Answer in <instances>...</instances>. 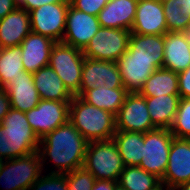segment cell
Segmentation results:
<instances>
[{
  "instance_id": "obj_26",
  "label": "cell",
  "mask_w": 190,
  "mask_h": 190,
  "mask_svg": "<svg viewBox=\"0 0 190 190\" xmlns=\"http://www.w3.org/2000/svg\"><path fill=\"white\" fill-rule=\"evenodd\" d=\"M128 94L125 88L109 89L105 85L86 90L80 98L90 105L116 115Z\"/></svg>"
},
{
  "instance_id": "obj_29",
  "label": "cell",
  "mask_w": 190,
  "mask_h": 190,
  "mask_svg": "<svg viewBox=\"0 0 190 190\" xmlns=\"http://www.w3.org/2000/svg\"><path fill=\"white\" fill-rule=\"evenodd\" d=\"M21 47L0 48V86L5 87L24 72Z\"/></svg>"
},
{
  "instance_id": "obj_46",
  "label": "cell",
  "mask_w": 190,
  "mask_h": 190,
  "mask_svg": "<svg viewBox=\"0 0 190 190\" xmlns=\"http://www.w3.org/2000/svg\"><path fill=\"white\" fill-rule=\"evenodd\" d=\"M115 190H125V189L117 184Z\"/></svg>"
},
{
  "instance_id": "obj_42",
  "label": "cell",
  "mask_w": 190,
  "mask_h": 190,
  "mask_svg": "<svg viewBox=\"0 0 190 190\" xmlns=\"http://www.w3.org/2000/svg\"><path fill=\"white\" fill-rule=\"evenodd\" d=\"M184 34H185V37H186V39H187V41H188V43L190 45V30L184 31Z\"/></svg>"
},
{
  "instance_id": "obj_1",
  "label": "cell",
  "mask_w": 190,
  "mask_h": 190,
  "mask_svg": "<svg viewBox=\"0 0 190 190\" xmlns=\"http://www.w3.org/2000/svg\"><path fill=\"white\" fill-rule=\"evenodd\" d=\"M88 141L68 121L39 141L38 153L44 172L66 174L84 165ZM46 166V168H45Z\"/></svg>"
},
{
  "instance_id": "obj_35",
  "label": "cell",
  "mask_w": 190,
  "mask_h": 190,
  "mask_svg": "<svg viewBox=\"0 0 190 190\" xmlns=\"http://www.w3.org/2000/svg\"><path fill=\"white\" fill-rule=\"evenodd\" d=\"M178 86L180 98H190V66L178 73Z\"/></svg>"
},
{
  "instance_id": "obj_32",
  "label": "cell",
  "mask_w": 190,
  "mask_h": 190,
  "mask_svg": "<svg viewBox=\"0 0 190 190\" xmlns=\"http://www.w3.org/2000/svg\"><path fill=\"white\" fill-rule=\"evenodd\" d=\"M28 190H68L66 174L43 173Z\"/></svg>"
},
{
  "instance_id": "obj_38",
  "label": "cell",
  "mask_w": 190,
  "mask_h": 190,
  "mask_svg": "<svg viewBox=\"0 0 190 190\" xmlns=\"http://www.w3.org/2000/svg\"><path fill=\"white\" fill-rule=\"evenodd\" d=\"M117 181L95 180L91 190H115Z\"/></svg>"
},
{
  "instance_id": "obj_21",
  "label": "cell",
  "mask_w": 190,
  "mask_h": 190,
  "mask_svg": "<svg viewBox=\"0 0 190 190\" xmlns=\"http://www.w3.org/2000/svg\"><path fill=\"white\" fill-rule=\"evenodd\" d=\"M137 4L136 0H109L97 16L100 26L131 30Z\"/></svg>"
},
{
  "instance_id": "obj_5",
  "label": "cell",
  "mask_w": 190,
  "mask_h": 190,
  "mask_svg": "<svg viewBox=\"0 0 190 190\" xmlns=\"http://www.w3.org/2000/svg\"><path fill=\"white\" fill-rule=\"evenodd\" d=\"M44 173L38 151L0 161V189L28 190Z\"/></svg>"
},
{
  "instance_id": "obj_19",
  "label": "cell",
  "mask_w": 190,
  "mask_h": 190,
  "mask_svg": "<svg viewBox=\"0 0 190 190\" xmlns=\"http://www.w3.org/2000/svg\"><path fill=\"white\" fill-rule=\"evenodd\" d=\"M5 89L11 107L26 113L39 104L40 97L34 85L33 74L24 71L14 80H10Z\"/></svg>"
},
{
  "instance_id": "obj_37",
  "label": "cell",
  "mask_w": 190,
  "mask_h": 190,
  "mask_svg": "<svg viewBox=\"0 0 190 190\" xmlns=\"http://www.w3.org/2000/svg\"><path fill=\"white\" fill-rule=\"evenodd\" d=\"M63 0H24V2L19 6L21 8H24L27 12L39 8L42 5L45 4H53L62 2Z\"/></svg>"
},
{
  "instance_id": "obj_9",
  "label": "cell",
  "mask_w": 190,
  "mask_h": 190,
  "mask_svg": "<svg viewBox=\"0 0 190 190\" xmlns=\"http://www.w3.org/2000/svg\"><path fill=\"white\" fill-rule=\"evenodd\" d=\"M69 4V0H63L29 11L31 31L62 42Z\"/></svg>"
},
{
  "instance_id": "obj_10",
  "label": "cell",
  "mask_w": 190,
  "mask_h": 190,
  "mask_svg": "<svg viewBox=\"0 0 190 190\" xmlns=\"http://www.w3.org/2000/svg\"><path fill=\"white\" fill-rule=\"evenodd\" d=\"M69 113L70 101L40 99L39 104L25 114L36 136L42 139L60 125L67 123Z\"/></svg>"
},
{
  "instance_id": "obj_36",
  "label": "cell",
  "mask_w": 190,
  "mask_h": 190,
  "mask_svg": "<svg viewBox=\"0 0 190 190\" xmlns=\"http://www.w3.org/2000/svg\"><path fill=\"white\" fill-rule=\"evenodd\" d=\"M10 108H11V103L8 98L7 91L5 87L0 86V124L3 121V118L9 112Z\"/></svg>"
},
{
  "instance_id": "obj_6",
  "label": "cell",
  "mask_w": 190,
  "mask_h": 190,
  "mask_svg": "<svg viewBox=\"0 0 190 190\" xmlns=\"http://www.w3.org/2000/svg\"><path fill=\"white\" fill-rule=\"evenodd\" d=\"M84 59L82 50L63 42H56L50 53L48 65L73 96L80 90Z\"/></svg>"
},
{
  "instance_id": "obj_44",
  "label": "cell",
  "mask_w": 190,
  "mask_h": 190,
  "mask_svg": "<svg viewBox=\"0 0 190 190\" xmlns=\"http://www.w3.org/2000/svg\"><path fill=\"white\" fill-rule=\"evenodd\" d=\"M164 190H178L176 187H167L165 184H164Z\"/></svg>"
},
{
  "instance_id": "obj_12",
  "label": "cell",
  "mask_w": 190,
  "mask_h": 190,
  "mask_svg": "<svg viewBox=\"0 0 190 190\" xmlns=\"http://www.w3.org/2000/svg\"><path fill=\"white\" fill-rule=\"evenodd\" d=\"M103 85L109 89L124 88L117 63L85 57L80 90L76 96Z\"/></svg>"
},
{
  "instance_id": "obj_20",
  "label": "cell",
  "mask_w": 190,
  "mask_h": 190,
  "mask_svg": "<svg viewBox=\"0 0 190 190\" xmlns=\"http://www.w3.org/2000/svg\"><path fill=\"white\" fill-rule=\"evenodd\" d=\"M190 66V45L184 32H166L164 34V60L162 68L176 73Z\"/></svg>"
},
{
  "instance_id": "obj_40",
  "label": "cell",
  "mask_w": 190,
  "mask_h": 190,
  "mask_svg": "<svg viewBox=\"0 0 190 190\" xmlns=\"http://www.w3.org/2000/svg\"><path fill=\"white\" fill-rule=\"evenodd\" d=\"M177 4L182 8L184 15H190V0H178Z\"/></svg>"
},
{
  "instance_id": "obj_22",
  "label": "cell",
  "mask_w": 190,
  "mask_h": 190,
  "mask_svg": "<svg viewBox=\"0 0 190 190\" xmlns=\"http://www.w3.org/2000/svg\"><path fill=\"white\" fill-rule=\"evenodd\" d=\"M117 65L124 88L128 93H139L146 80L159 67L151 60L118 59Z\"/></svg>"
},
{
  "instance_id": "obj_18",
  "label": "cell",
  "mask_w": 190,
  "mask_h": 190,
  "mask_svg": "<svg viewBox=\"0 0 190 190\" xmlns=\"http://www.w3.org/2000/svg\"><path fill=\"white\" fill-rule=\"evenodd\" d=\"M30 32L29 12L17 6L0 19V48L19 46Z\"/></svg>"
},
{
  "instance_id": "obj_11",
  "label": "cell",
  "mask_w": 190,
  "mask_h": 190,
  "mask_svg": "<svg viewBox=\"0 0 190 190\" xmlns=\"http://www.w3.org/2000/svg\"><path fill=\"white\" fill-rule=\"evenodd\" d=\"M116 130L145 133L155 129L147 108L145 97L140 93H128L115 115Z\"/></svg>"
},
{
  "instance_id": "obj_17",
  "label": "cell",
  "mask_w": 190,
  "mask_h": 190,
  "mask_svg": "<svg viewBox=\"0 0 190 190\" xmlns=\"http://www.w3.org/2000/svg\"><path fill=\"white\" fill-rule=\"evenodd\" d=\"M119 59L151 60L162 68L164 60V35H141L131 33L128 49Z\"/></svg>"
},
{
  "instance_id": "obj_45",
  "label": "cell",
  "mask_w": 190,
  "mask_h": 190,
  "mask_svg": "<svg viewBox=\"0 0 190 190\" xmlns=\"http://www.w3.org/2000/svg\"><path fill=\"white\" fill-rule=\"evenodd\" d=\"M14 1L17 6H20L24 2V0H14Z\"/></svg>"
},
{
  "instance_id": "obj_8",
  "label": "cell",
  "mask_w": 190,
  "mask_h": 190,
  "mask_svg": "<svg viewBox=\"0 0 190 190\" xmlns=\"http://www.w3.org/2000/svg\"><path fill=\"white\" fill-rule=\"evenodd\" d=\"M130 34L126 29L100 27L82 53L84 57L117 62L128 49Z\"/></svg>"
},
{
  "instance_id": "obj_4",
  "label": "cell",
  "mask_w": 190,
  "mask_h": 190,
  "mask_svg": "<svg viewBox=\"0 0 190 190\" xmlns=\"http://www.w3.org/2000/svg\"><path fill=\"white\" fill-rule=\"evenodd\" d=\"M83 167L96 180L118 181L124 164L113 139L88 142Z\"/></svg>"
},
{
  "instance_id": "obj_27",
  "label": "cell",
  "mask_w": 190,
  "mask_h": 190,
  "mask_svg": "<svg viewBox=\"0 0 190 190\" xmlns=\"http://www.w3.org/2000/svg\"><path fill=\"white\" fill-rule=\"evenodd\" d=\"M139 93L143 97L179 95L178 73L165 68L156 69Z\"/></svg>"
},
{
  "instance_id": "obj_7",
  "label": "cell",
  "mask_w": 190,
  "mask_h": 190,
  "mask_svg": "<svg viewBox=\"0 0 190 190\" xmlns=\"http://www.w3.org/2000/svg\"><path fill=\"white\" fill-rule=\"evenodd\" d=\"M174 135L169 129L155 128L144 133L143 157L140 168L163 179Z\"/></svg>"
},
{
  "instance_id": "obj_30",
  "label": "cell",
  "mask_w": 190,
  "mask_h": 190,
  "mask_svg": "<svg viewBox=\"0 0 190 190\" xmlns=\"http://www.w3.org/2000/svg\"><path fill=\"white\" fill-rule=\"evenodd\" d=\"M177 3L178 0H162L167 30L170 32H184L189 26V15H184Z\"/></svg>"
},
{
  "instance_id": "obj_28",
  "label": "cell",
  "mask_w": 190,
  "mask_h": 190,
  "mask_svg": "<svg viewBox=\"0 0 190 190\" xmlns=\"http://www.w3.org/2000/svg\"><path fill=\"white\" fill-rule=\"evenodd\" d=\"M160 183L159 178L139 166H125L117 181L125 190H153Z\"/></svg>"
},
{
  "instance_id": "obj_39",
  "label": "cell",
  "mask_w": 190,
  "mask_h": 190,
  "mask_svg": "<svg viewBox=\"0 0 190 190\" xmlns=\"http://www.w3.org/2000/svg\"><path fill=\"white\" fill-rule=\"evenodd\" d=\"M17 5L14 0H0V19L12 12Z\"/></svg>"
},
{
  "instance_id": "obj_23",
  "label": "cell",
  "mask_w": 190,
  "mask_h": 190,
  "mask_svg": "<svg viewBox=\"0 0 190 190\" xmlns=\"http://www.w3.org/2000/svg\"><path fill=\"white\" fill-rule=\"evenodd\" d=\"M33 81L40 99L71 101L74 97L50 65L33 73Z\"/></svg>"
},
{
  "instance_id": "obj_25",
  "label": "cell",
  "mask_w": 190,
  "mask_h": 190,
  "mask_svg": "<svg viewBox=\"0 0 190 190\" xmlns=\"http://www.w3.org/2000/svg\"><path fill=\"white\" fill-rule=\"evenodd\" d=\"M124 166H139L143 157L144 133L116 130L113 138Z\"/></svg>"
},
{
  "instance_id": "obj_14",
  "label": "cell",
  "mask_w": 190,
  "mask_h": 190,
  "mask_svg": "<svg viewBox=\"0 0 190 190\" xmlns=\"http://www.w3.org/2000/svg\"><path fill=\"white\" fill-rule=\"evenodd\" d=\"M190 181V140L173 137L168 165L161 182L167 187Z\"/></svg>"
},
{
  "instance_id": "obj_34",
  "label": "cell",
  "mask_w": 190,
  "mask_h": 190,
  "mask_svg": "<svg viewBox=\"0 0 190 190\" xmlns=\"http://www.w3.org/2000/svg\"><path fill=\"white\" fill-rule=\"evenodd\" d=\"M109 0H69L70 5L82 12L98 16Z\"/></svg>"
},
{
  "instance_id": "obj_33",
  "label": "cell",
  "mask_w": 190,
  "mask_h": 190,
  "mask_svg": "<svg viewBox=\"0 0 190 190\" xmlns=\"http://www.w3.org/2000/svg\"><path fill=\"white\" fill-rule=\"evenodd\" d=\"M68 190H91L95 178L84 167L66 173Z\"/></svg>"
},
{
  "instance_id": "obj_47",
  "label": "cell",
  "mask_w": 190,
  "mask_h": 190,
  "mask_svg": "<svg viewBox=\"0 0 190 190\" xmlns=\"http://www.w3.org/2000/svg\"><path fill=\"white\" fill-rule=\"evenodd\" d=\"M187 30H190V15H189V26H188Z\"/></svg>"
},
{
  "instance_id": "obj_15",
  "label": "cell",
  "mask_w": 190,
  "mask_h": 190,
  "mask_svg": "<svg viewBox=\"0 0 190 190\" xmlns=\"http://www.w3.org/2000/svg\"><path fill=\"white\" fill-rule=\"evenodd\" d=\"M131 33L164 35L167 30L162 0L138 1Z\"/></svg>"
},
{
  "instance_id": "obj_2",
  "label": "cell",
  "mask_w": 190,
  "mask_h": 190,
  "mask_svg": "<svg viewBox=\"0 0 190 190\" xmlns=\"http://www.w3.org/2000/svg\"><path fill=\"white\" fill-rule=\"evenodd\" d=\"M39 141L26 114L11 107L0 124V161L38 151Z\"/></svg>"
},
{
  "instance_id": "obj_41",
  "label": "cell",
  "mask_w": 190,
  "mask_h": 190,
  "mask_svg": "<svg viewBox=\"0 0 190 190\" xmlns=\"http://www.w3.org/2000/svg\"><path fill=\"white\" fill-rule=\"evenodd\" d=\"M178 190H190V181L182 183L176 187Z\"/></svg>"
},
{
  "instance_id": "obj_31",
  "label": "cell",
  "mask_w": 190,
  "mask_h": 190,
  "mask_svg": "<svg viewBox=\"0 0 190 190\" xmlns=\"http://www.w3.org/2000/svg\"><path fill=\"white\" fill-rule=\"evenodd\" d=\"M176 138H190V98H181L178 111L169 129Z\"/></svg>"
},
{
  "instance_id": "obj_16",
  "label": "cell",
  "mask_w": 190,
  "mask_h": 190,
  "mask_svg": "<svg viewBox=\"0 0 190 190\" xmlns=\"http://www.w3.org/2000/svg\"><path fill=\"white\" fill-rule=\"evenodd\" d=\"M55 43L53 39L31 31L20 44L24 70L33 74L47 66Z\"/></svg>"
},
{
  "instance_id": "obj_13",
  "label": "cell",
  "mask_w": 190,
  "mask_h": 190,
  "mask_svg": "<svg viewBox=\"0 0 190 190\" xmlns=\"http://www.w3.org/2000/svg\"><path fill=\"white\" fill-rule=\"evenodd\" d=\"M100 27L97 16L79 11L69 4L62 42L83 50Z\"/></svg>"
},
{
  "instance_id": "obj_43",
  "label": "cell",
  "mask_w": 190,
  "mask_h": 190,
  "mask_svg": "<svg viewBox=\"0 0 190 190\" xmlns=\"http://www.w3.org/2000/svg\"><path fill=\"white\" fill-rule=\"evenodd\" d=\"M153 190H164V184L161 182L156 188Z\"/></svg>"
},
{
  "instance_id": "obj_3",
  "label": "cell",
  "mask_w": 190,
  "mask_h": 190,
  "mask_svg": "<svg viewBox=\"0 0 190 190\" xmlns=\"http://www.w3.org/2000/svg\"><path fill=\"white\" fill-rule=\"evenodd\" d=\"M69 121L88 142L111 140L116 133L115 115L74 96Z\"/></svg>"
},
{
  "instance_id": "obj_24",
  "label": "cell",
  "mask_w": 190,
  "mask_h": 190,
  "mask_svg": "<svg viewBox=\"0 0 190 190\" xmlns=\"http://www.w3.org/2000/svg\"><path fill=\"white\" fill-rule=\"evenodd\" d=\"M148 112L155 128L170 129L180 102L179 95L145 97Z\"/></svg>"
}]
</instances>
